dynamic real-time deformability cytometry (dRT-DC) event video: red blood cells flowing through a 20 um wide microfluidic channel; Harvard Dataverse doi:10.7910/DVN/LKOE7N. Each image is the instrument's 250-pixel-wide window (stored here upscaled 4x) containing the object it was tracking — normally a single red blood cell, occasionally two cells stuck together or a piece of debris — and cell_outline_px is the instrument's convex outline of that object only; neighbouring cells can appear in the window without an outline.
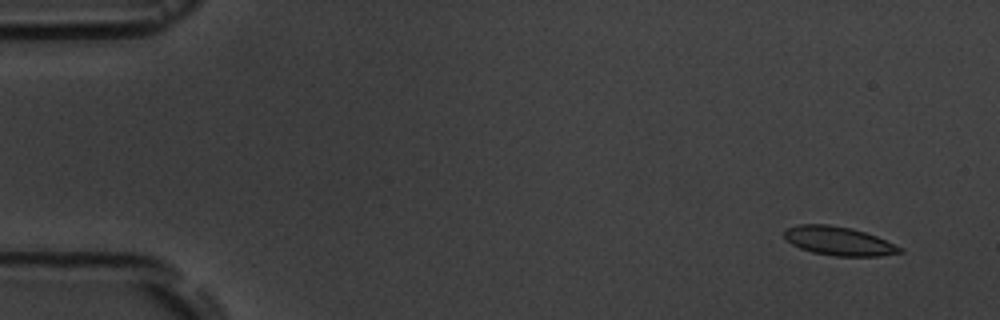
{"species": "common noctule bat (a hibernating species)", "species_latin": "Nyctalus noctula", "temperature_condition": "room temperature", "stored_images_in_passage": 7, "camera_frame_rate_fps": 3000, "um_per_image_px": 0.085, "animal": {"sex": "male", "body_mass_g": 19.5, "forearm_length_mm": 54.6}, "frame": {"image": 1, "passage_image": 1, "time_ms": 0.0, "image_size_px": [1000, 320], "cell_outline_px": [[904, 252], [880, 256], [832, 256], [812, 252], [800, 248], [792, 244], [784, 236], [784, 232], [788, 228], [796, 224], [828, 224], [852, 228], [876, 236], [904, 248]], "centroid_in_image_um": [71.31, 20.49], "position_along_channel_um": 13.7, "area_um2": 19.42}}
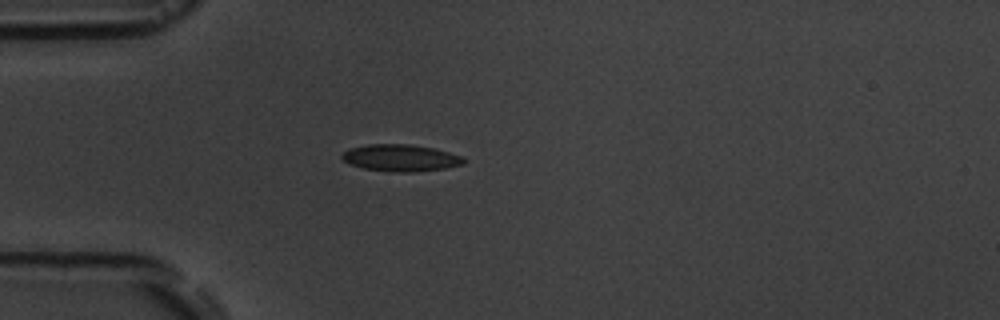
{"frame": {"image": 2, "passage_image": 5, "time_ms": 7.667, "image_size_px": [1000, 320], "cell_outline_px": [[464, 164], [444, 168], [412, 172], [392, 172], [364, 168], [348, 164], [340, 156], [348, 148], [368, 144], [408, 144], [432, 148], [448, 152], [460, 156], [464, 160]], "centroid_in_image_um": [33.99, 13.42], "position_along_channel_um": 51.0, "area_um2": 18.9}}
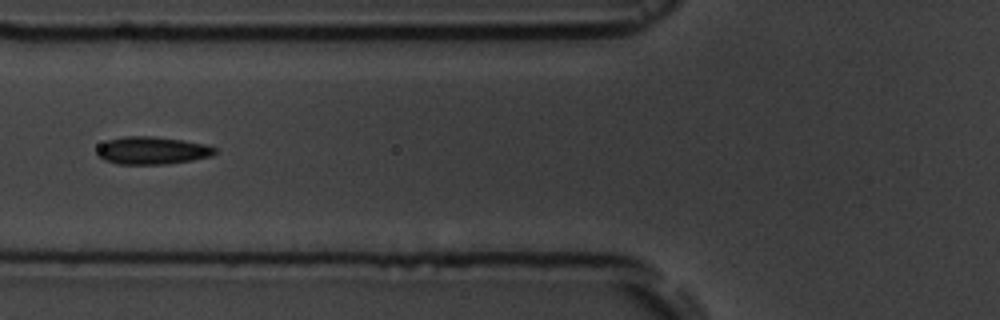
{"frame": {"image": 3, "passage_image": 7, "time_ms": 9.667, "image_size_px": [1000, 320], "cell_outline_px": [[216, 152], [212, 156], [192, 160], [164, 164], [116, 164], [104, 160], [96, 156], [96, 152], [100, 144], [108, 140], [124, 136], [152, 136], [180, 140], [204, 144], [216, 148]], "centroid_in_image_um": [12.88, 12.8], "position_along_channel_um": 112.9, "area_um2": 18.96}}